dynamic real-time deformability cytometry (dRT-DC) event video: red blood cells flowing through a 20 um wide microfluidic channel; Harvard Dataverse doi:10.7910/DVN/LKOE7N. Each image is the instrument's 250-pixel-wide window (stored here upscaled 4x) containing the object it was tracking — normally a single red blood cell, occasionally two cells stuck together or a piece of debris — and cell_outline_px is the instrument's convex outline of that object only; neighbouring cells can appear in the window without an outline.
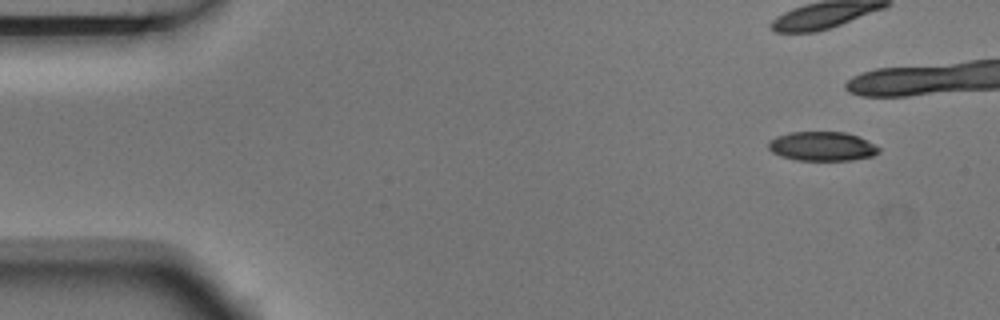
{"species": "Egyptian fruit bat (a non-hibernating species)", "species_latin": "Rousettus aegyptiacus", "temperature_condition": "room temperature", "stored_images_in_passage": 6, "camera_frame_rate_fps": 3000, "um_per_image_px": 0.085, "animal": {"sex": "male"}, "frame": {"image": 1, "passage_image": 1, "time_ms": 0.0, "image_size_px": [1000, 320], "cell_outline_px": [[880, 152], [872, 156], [852, 160], [796, 160], [780, 156], [772, 152], [768, 148], [768, 140], [776, 136], [788, 132], [848, 132], [880, 148]], "centroid_in_image_um": [69.83, 12.43], "position_along_channel_um": 15.2, "area_um2": 18.79}}
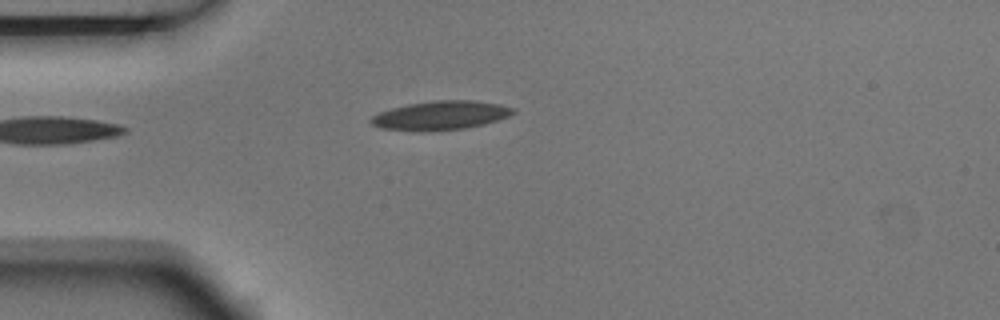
{"frame": {"image": 2, "passage_image": 6, "time_ms": 1.667, "image_size_px": [1000, 320], "cell_outline_px": [[516, 112], [508, 116], [484, 124], [464, 128], [424, 132], [420, 132], [380, 128], [372, 124], [368, 120], [372, 116], [380, 112], [392, 108], [408, 104], [436, 100], [472, 100], [500, 104], [516, 108]], "centroid_in_image_um": [37.44, 9.81], "position_along_channel_um": 47.6, "area_um2": 24.04}}